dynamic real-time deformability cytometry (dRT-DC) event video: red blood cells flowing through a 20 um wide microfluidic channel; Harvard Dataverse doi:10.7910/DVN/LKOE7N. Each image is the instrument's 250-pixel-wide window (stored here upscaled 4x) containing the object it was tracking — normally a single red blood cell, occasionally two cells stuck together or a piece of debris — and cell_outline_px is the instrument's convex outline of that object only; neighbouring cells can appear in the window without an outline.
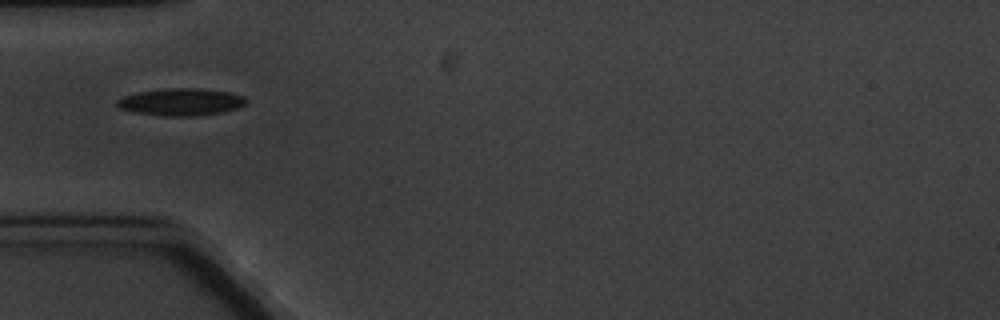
{"species": "common noctule bat (a hibernating species)", "species_latin": "Nyctalus noctula", "temperature_condition": "cold", "stored_images_in_passage": 5, "camera_frame_rate_fps": 3000, "um_per_image_px": 0.085, "animal": {"sex": "male", "body_mass_g": 20.1, "forearm_length_mm": 53.5}, "frame": {"image": 1, "passage_image": 5, "time_ms": 4.667, "image_size_px": [1000, 320], "cell_outline_px": [[248, 100], [244, 104], [236, 108], [224, 112], [196, 116], [160, 116], [132, 112], [120, 108], [116, 104], [116, 100], [124, 96], [140, 92], [164, 88], [200, 88], [228, 92], [244, 96]], "centroid_in_image_um": [15.38, 8.67], "position_along_channel_um": 69.6, "area_um2": 20.58}}